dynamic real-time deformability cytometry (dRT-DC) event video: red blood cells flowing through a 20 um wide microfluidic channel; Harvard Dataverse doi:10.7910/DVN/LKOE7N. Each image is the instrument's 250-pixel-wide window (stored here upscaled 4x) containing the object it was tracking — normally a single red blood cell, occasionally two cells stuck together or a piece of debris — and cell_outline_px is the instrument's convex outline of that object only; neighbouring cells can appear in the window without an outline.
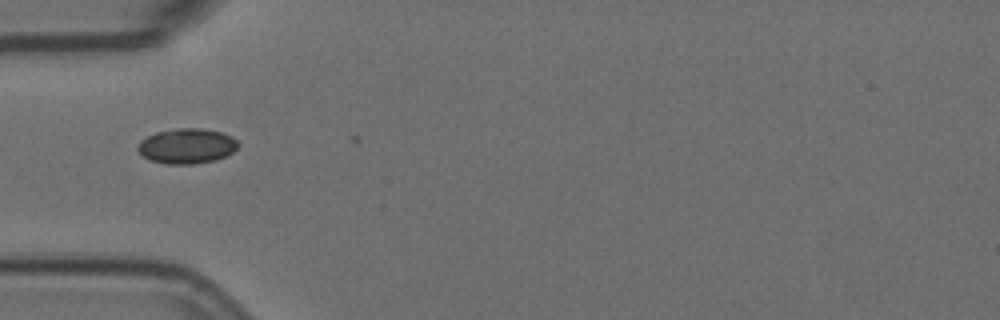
{"species": "Egyptian fruit bat (a non-hibernating species)", "species_latin": "Rousettus aegyptiacus", "temperature_condition": "room temperature", "stored_images_in_passage": 5, "camera_frame_rate_fps": 3000, "um_per_image_px": 0.085, "animal": {"sex": "female"}, "frame": {"image": 1, "passage_image": 1, "time_ms": 0.0, "image_size_px": [1000, 320], "cell_outline_px": [[236, 148], [232, 152], [216, 160], [192, 164], [164, 164], [152, 160], [144, 156], [136, 148], [140, 140], [156, 132], [176, 128], [204, 128], [220, 132], [232, 136], [236, 140]], "centroid_in_image_um": [15.86, 12.4], "position_along_channel_um": 69.1, "area_um2": 20.4}}
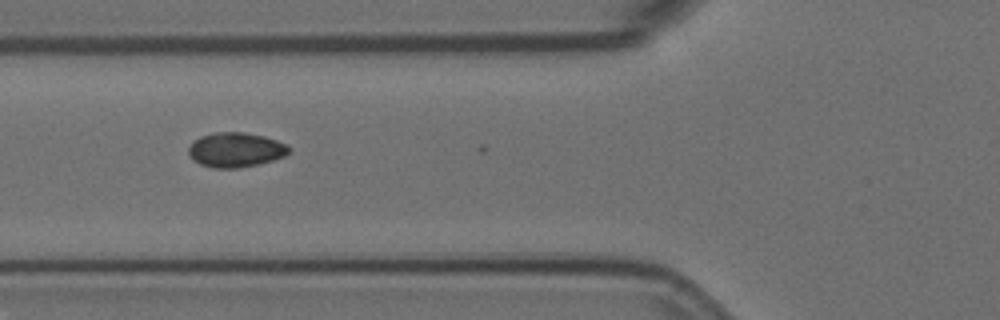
{"frame": {"image": 2, "passage_image": 4, "time_ms": 1.0, "image_size_px": [1000, 320], "cell_outline_px": [[292, 148], [284, 156], [272, 160], [256, 164], [236, 168], [212, 168], [200, 164], [192, 160], [188, 156], [188, 148], [200, 136], [216, 132], [244, 132], [264, 136], [288, 144]], "centroid_in_image_um": [20.02, 12.73], "position_along_channel_um": 105.8, "area_um2": 20.29}}